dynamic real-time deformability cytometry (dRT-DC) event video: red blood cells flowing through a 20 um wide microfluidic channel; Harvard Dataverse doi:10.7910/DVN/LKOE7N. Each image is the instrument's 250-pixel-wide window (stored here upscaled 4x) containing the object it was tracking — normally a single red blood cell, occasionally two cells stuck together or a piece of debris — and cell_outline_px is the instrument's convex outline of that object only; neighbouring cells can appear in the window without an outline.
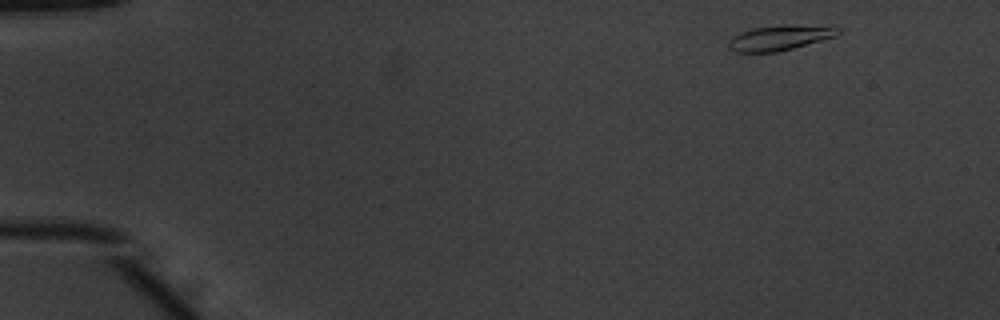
{"species": "common noctule bat (a hibernating species)", "species_latin": "Nyctalus noctula", "temperature_condition": "warm", "stored_images_in_passage": 48, "camera_frame_rate_fps": 3000, "um_per_image_px": 0.085, "animal": {"sex": "male", "body_mass_g": 20.1, "forearm_length_mm": 53.5}, "frame": {"image": 1, "passage_image": 1, "time_ms": 0.0, "image_size_px": [1000, 320], "cell_outline_px": [[840, 32], [836, 36], [792, 48], [776, 52], [736, 52], [728, 48], [728, 40], [732, 36], [740, 32], [752, 28], [784, 24], [792, 24], [840, 28]], "centroid_in_image_um": [66.21, 3.2], "position_along_channel_um": 18.8, "area_um2": 15.95}}
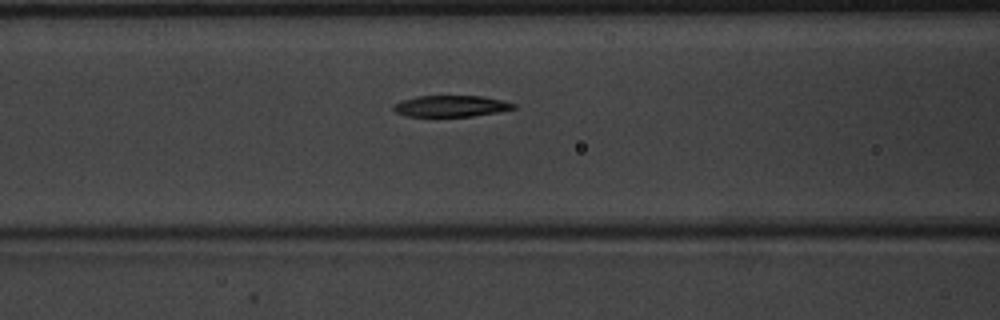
{"frame": {"image": 2, "passage_image": 18, "time_ms": 5.667, "image_size_px": [1000, 320], "cell_outline_px": [[516, 108], [496, 112], [472, 116], [408, 116], [396, 112], [392, 108], [392, 104], [400, 100], [416, 96], [484, 96], [516, 104]], "centroid_in_image_um": [38.28, 9.01], "position_along_channel_um": 128.3, "area_um2": 14.85}}
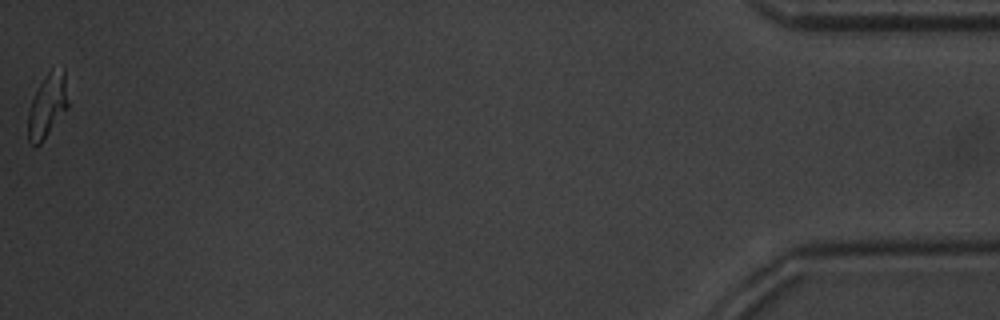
{"frame": {"image": 3, "passage_image": 48, "time_ms": 15.667, "image_size_px": [1000, 320], "cell_outline_px": [[68, 108], [40, 144], [28, 144], [28, 112], [32, 100], [44, 76], [52, 68], [64, 68], [68, 100]], "centroid_in_image_um": [4.03, 8.97], "position_along_channel_um": 431.2, "area_um2": 14.8}, "authors_computed_cell_mechanics": {"area_um2": 16.184, "velocity_mm_per_s": 3.9096, "shape_relaxation_time_tau1_ms": 3.3506, "shape_relaxation_time_tau2_ms": 1.6634, "deformation_change_tau1": 0.17, "deformation_change_tau2": 0.0671}}